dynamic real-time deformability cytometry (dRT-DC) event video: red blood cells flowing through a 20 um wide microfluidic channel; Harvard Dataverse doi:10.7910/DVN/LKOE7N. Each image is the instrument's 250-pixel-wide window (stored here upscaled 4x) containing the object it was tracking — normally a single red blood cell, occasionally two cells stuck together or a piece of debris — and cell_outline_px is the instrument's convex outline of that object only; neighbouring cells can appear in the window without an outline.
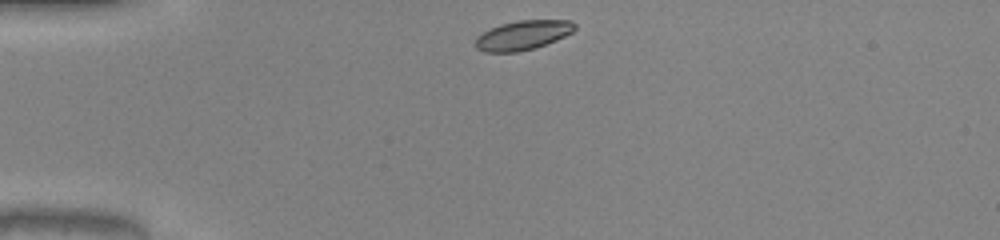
{"species": "common noctule bat (a hibernating species)", "species_latin": "Nyctalus noctula", "temperature_condition": "warm", "stored_images_in_passage": 32, "camera_frame_rate_fps": 3000, "um_per_image_px": 0.085, "animal": {"sex": "male", "body_mass_g": 20.0, "forearm_length_mm": 53.3}, "frame": {"image": 1, "passage_image": 1, "time_ms": 0.0, "image_size_px": [1000, 240], "cell_outline_px": [[576, 28], [572, 32], [556, 40], [536, 48], [516, 52], [484, 52], [476, 48], [476, 36], [500, 24], [520, 20], [568, 20], [576, 24]], "centroid_in_image_um": [44.45, 2.99], "position_along_channel_um": 40.6, "area_um2": 16.94}}
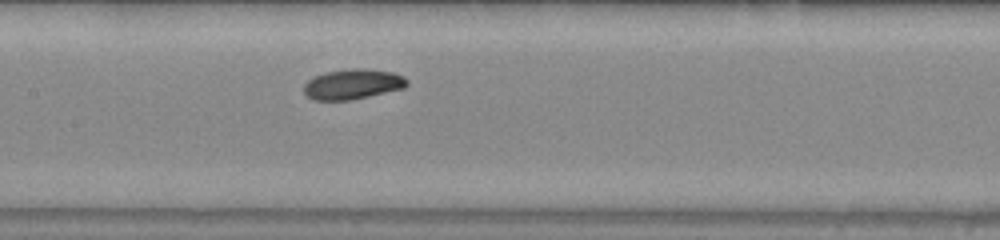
{"frame": {"image": 2, "passage_image": 14, "time_ms": 4.333, "image_size_px": [1000, 240], "cell_outline_px": [[408, 84], [404, 88], [352, 100], [312, 100], [304, 92], [304, 84], [308, 80], [324, 72], [356, 68], [364, 68], [392, 72], [404, 76], [408, 80]], "centroid_in_image_um": [29.99, 7.16], "position_along_channel_um": 177.4, "area_um2": 18.15}}
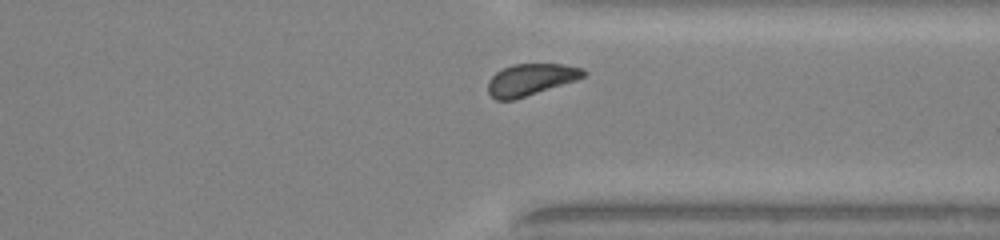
{"frame": {"image": 3, "passage_image": 28, "time_ms": 9.0, "image_size_px": [1000, 240], "cell_outline_px": [[588, 72], [584, 76], [576, 80], [512, 100], [496, 100], [488, 92], [488, 80], [496, 72], [512, 64], [564, 64], [584, 68]], "centroid_in_image_um": [45.12, 6.75], "position_along_channel_um": 366.3, "area_um2": 17.51}, "authors_computed_cell_mechanics": {"area_um2": 17.7157, "velocity_mm_per_s": 4.031, "shape_relaxation_time_tau1_ms": 4.8192, "shape_relaxation_time_tau2_ms": null, "deformation_change_tau1": 0.1291, "deformation_change_tau2": null}}